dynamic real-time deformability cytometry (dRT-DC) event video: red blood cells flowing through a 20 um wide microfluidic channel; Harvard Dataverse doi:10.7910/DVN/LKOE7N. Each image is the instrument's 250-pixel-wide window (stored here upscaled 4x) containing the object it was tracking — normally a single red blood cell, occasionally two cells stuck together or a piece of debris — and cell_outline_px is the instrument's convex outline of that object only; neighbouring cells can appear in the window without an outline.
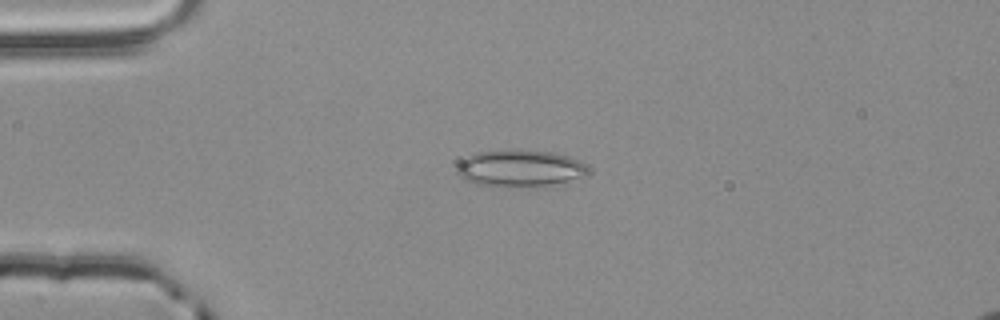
{"species": "common noctule bat (a hibernating species)", "species_latin": "Nyctalus noctula", "temperature_condition": "room temperature", "stored_images_in_passage": 2, "camera_frame_rate_fps": 3000, "um_per_image_px": 0.085, "animal": {"sex": "male", "body_mass_g": 20.4}, "frame": {"image": 1, "passage_image": 1, "time_ms": 0.0, "image_size_px": [1000, 320], "cell_outline_px": [[588, 172], [584, 176], [568, 180], [548, 184], [476, 184], [460, 176], [456, 172], [456, 164], [464, 156], [476, 152], [508, 148], [516, 148], [552, 152], [568, 156], [580, 160], [588, 168]], "centroid_in_image_um": [44.14, 14.21], "position_along_channel_um": 40.9, "area_um2": 27.63}}